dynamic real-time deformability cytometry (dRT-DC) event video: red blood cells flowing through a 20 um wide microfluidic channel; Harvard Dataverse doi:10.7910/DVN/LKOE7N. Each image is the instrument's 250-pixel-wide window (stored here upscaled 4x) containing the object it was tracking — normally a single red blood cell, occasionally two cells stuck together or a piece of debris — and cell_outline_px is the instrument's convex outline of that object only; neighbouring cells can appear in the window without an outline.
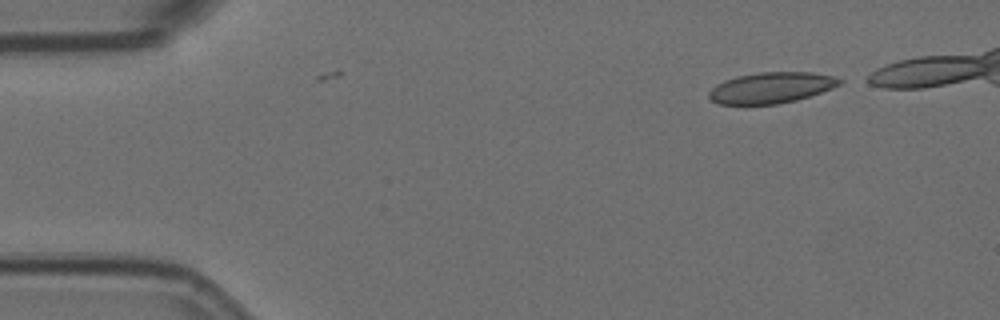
{"species": "Egyptian fruit bat (a non-hibernating species)", "species_latin": "Rousettus aegyptiacus", "temperature_condition": "room temperature", "stored_images_in_passage": 2, "camera_frame_rate_fps": 3000, "um_per_image_px": 0.085, "animal": {"sex": "female"}, "frame": {"image": 1, "passage_image": 2, "time_ms": 0.333, "image_size_px": [1000, 320], "cell_outline_px": [[844, 80], [840, 84], [832, 88], [796, 100], [776, 104], [716, 104], [708, 96], [708, 92], [716, 84], [724, 80], [736, 76], [760, 72], [812, 72], [832, 76]], "centroid_in_image_um": [65.52, 7.45], "position_along_channel_um": 19.5, "area_um2": 23.47}}